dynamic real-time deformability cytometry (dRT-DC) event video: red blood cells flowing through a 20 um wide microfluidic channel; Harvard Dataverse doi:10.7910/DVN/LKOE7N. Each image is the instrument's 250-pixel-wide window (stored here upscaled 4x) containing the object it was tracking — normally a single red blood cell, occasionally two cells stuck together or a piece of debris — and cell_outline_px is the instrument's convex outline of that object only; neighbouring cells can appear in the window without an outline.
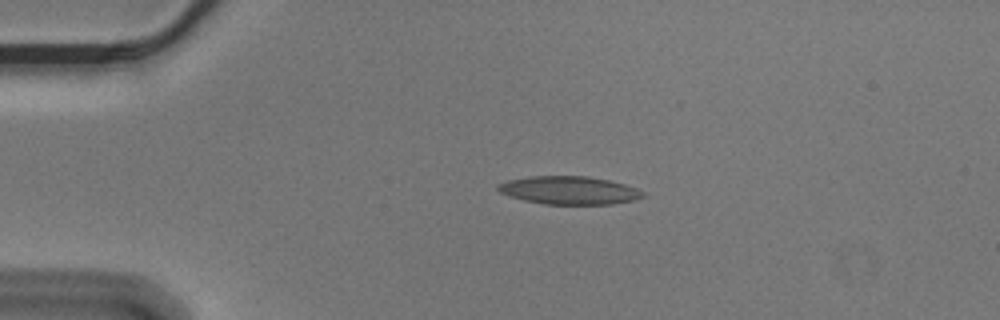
{"species": "Egyptian fruit bat (a non-hibernating species)", "species_latin": "Rousettus aegyptiacus", "temperature_condition": "cold", "stored_images_in_passage": 45, "camera_frame_rate_fps": 3000, "um_per_image_px": 0.085, "animal": {"sex": "male"}, "frame": {"image": 1, "passage_image": 1, "time_ms": 0.0, "image_size_px": [1000, 320], "cell_outline_px": [[648, 196], [636, 200], [612, 204], [544, 204], [524, 200], [508, 196], [500, 192], [496, 188], [496, 184], [508, 180], [532, 176], [588, 176], [608, 180], [624, 184], [636, 188], [644, 192]], "centroid_in_image_um": [48.4, 16.18], "position_along_channel_um": 36.6, "area_um2": 23.87}}
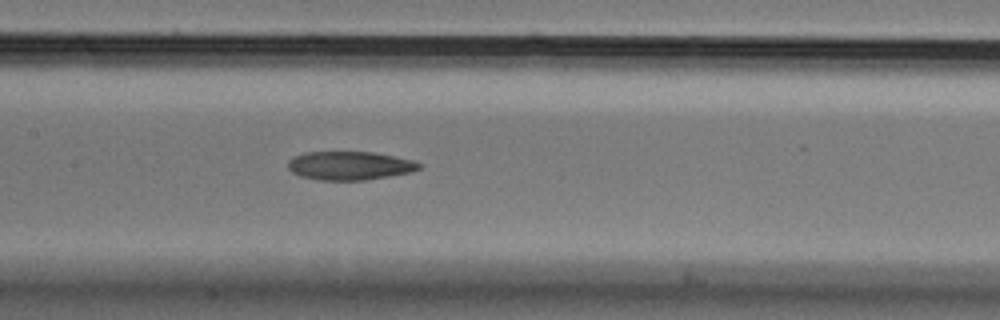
{"frame": {"image": 2, "passage_image": 16, "time_ms": 5.0, "image_size_px": [1000, 320], "cell_outline_px": [[424, 168], [412, 172], [364, 180], [320, 180], [300, 176], [292, 172], [288, 168], [288, 160], [304, 152], [372, 152], [412, 160], [424, 164]], "centroid_in_image_um": [29.76, 14.08], "position_along_channel_um": 177.6, "area_um2": 21.85}}
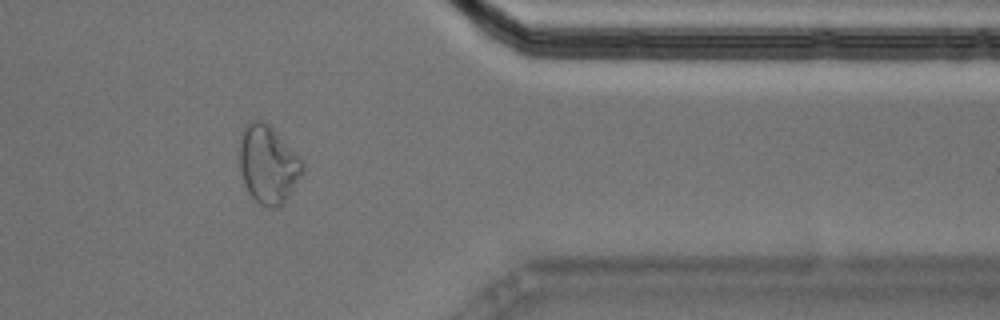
{"frame": {"image": 3, "passage_image": 35, "time_ms": 11.333, "image_size_px": [1000, 320], "cell_outline_px": [[304, 168], [288, 196], [276, 208], [268, 208], [260, 204], [248, 192], [244, 184], [240, 172], [240, 140], [244, 124], [252, 120], [260, 120], [268, 124], [300, 156], [304, 164]], "centroid_in_image_um": [22.76, 13.95], "position_along_channel_um": 388.6, "area_um2": 28.38}, "authors_computed_cell_mechanics": {"area_um2": 23.2356, "velocity_mm_per_s": 3.5667, "shape_relaxation_time_tau1_ms": null, "shape_relaxation_time_tau2_ms": 6.4491, "deformation_change_tau1": null, "deformation_change_tau2": 0.1287}}